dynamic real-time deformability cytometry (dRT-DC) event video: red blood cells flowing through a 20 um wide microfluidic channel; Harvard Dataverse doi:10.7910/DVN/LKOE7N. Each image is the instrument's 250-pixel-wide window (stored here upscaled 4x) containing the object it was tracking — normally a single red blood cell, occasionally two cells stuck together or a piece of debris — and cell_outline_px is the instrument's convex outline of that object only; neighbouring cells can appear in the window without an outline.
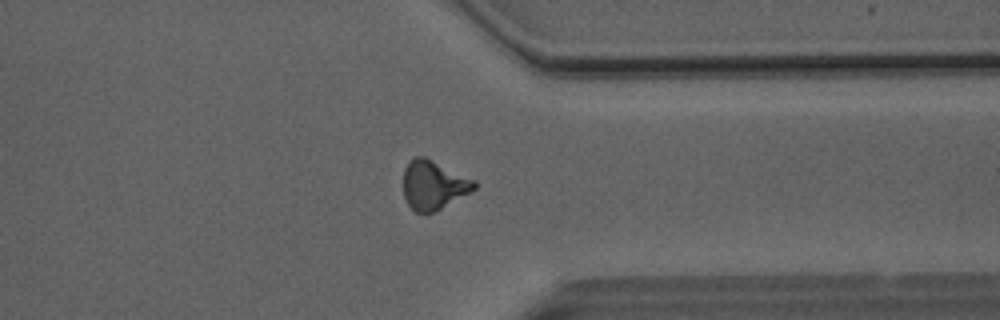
{"species": "Egyptian fruit bat (a non-hibernating species)", "species_latin": "Rousettus aegyptiacus", "temperature_condition": "room temperature", "stored_images_in_passage": 49, "camera_frame_rate_fps": 3000, "um_per_image_px": 0.085, "animal": {"sex": "male"}, "frame": {"image": 1, "passage_image": 38, "time_ms": 12.333, "image_size_px": [1000, 320], "cell_outline_px": [[476, 188], [472, 192], [432, 212], [416, 212], [408, 204], [404, 196], [404, 168], [408, 160], [416, 156], [424, 156], [476, 180]], "centroid_in_image_um": [36.85, 15.69], "position_along_channel_um": 374.5, "area_um2": 20.17}}
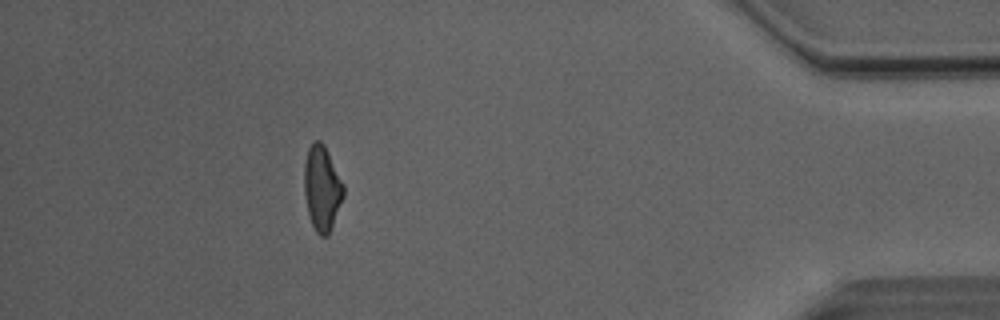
{"frame": {"image": 2, "passage_image": 44, "time_ms": 14.333, "image_size_px": [1000, 320], "cell_outline_px": [[344, 196], [328, 236], [320, 236], [316, 232], [308, 216], [304, 192], [304, 164], [308, 148], [316, 140], [320, 140], [324, 144], [344, 184]], "centroid_in_image_um": [27.36, 16.01], "position_along_channel_um": 407.8, "area_um2": 19.54}, "authors_computed_cell_mechanics": {"area_um2": 20.23, "velocity_mm_per_s": 4.1107, "shape_relaxation_time_tau1_ms": 3.6995, "shape_relaxation_time_tau2_ms": 2.6465, "deformation_change_tau1": 0.1651, "deformation_change_tau2": 0.1244}}